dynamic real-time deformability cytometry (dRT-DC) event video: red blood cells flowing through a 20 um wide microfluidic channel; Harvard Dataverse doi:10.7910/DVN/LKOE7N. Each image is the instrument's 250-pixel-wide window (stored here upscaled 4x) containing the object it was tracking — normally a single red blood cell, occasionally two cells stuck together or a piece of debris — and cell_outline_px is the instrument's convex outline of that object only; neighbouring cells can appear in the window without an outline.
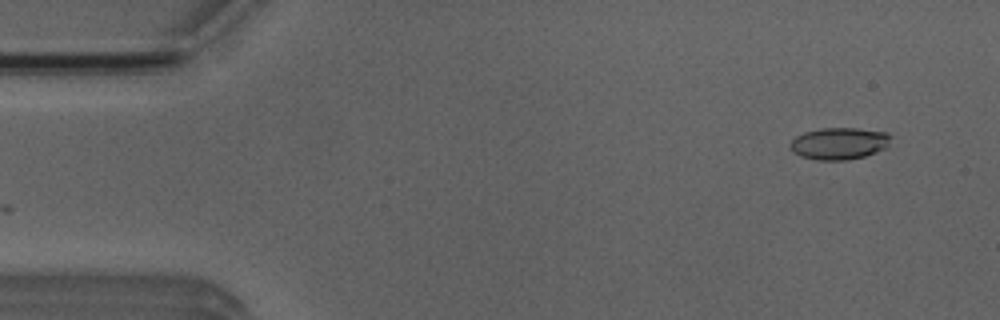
{"species": "Egyptian fruit bat (a non-hibernating species)", "species_latin": "Rousettus aegyptiacus", "temperature_condition": "room temperature", "stored_images_in_passage": 7, "camera_frame_rate_fps": 3000, "um_per_image_px": 0.085, "animal": {"sex": "male"}, "frame": {"image": 1, "passage_image": 1, "time_ms": 0.0, "image_size_px": [1000, 320], "cell_outline_px": [[892, 136], [888, 144], [884, 148], [876, 152], [864, 156], [848, 160], [816, 160], [804, 156], [788, 148], [788, 144], [796, 136], [804, 132], [820, 128], [856, 128], [888, 132]], "centroid_in_image_um": [71.33, 12.18], "position_along_channel_um": 13.7, "area_um2": 18.73}}